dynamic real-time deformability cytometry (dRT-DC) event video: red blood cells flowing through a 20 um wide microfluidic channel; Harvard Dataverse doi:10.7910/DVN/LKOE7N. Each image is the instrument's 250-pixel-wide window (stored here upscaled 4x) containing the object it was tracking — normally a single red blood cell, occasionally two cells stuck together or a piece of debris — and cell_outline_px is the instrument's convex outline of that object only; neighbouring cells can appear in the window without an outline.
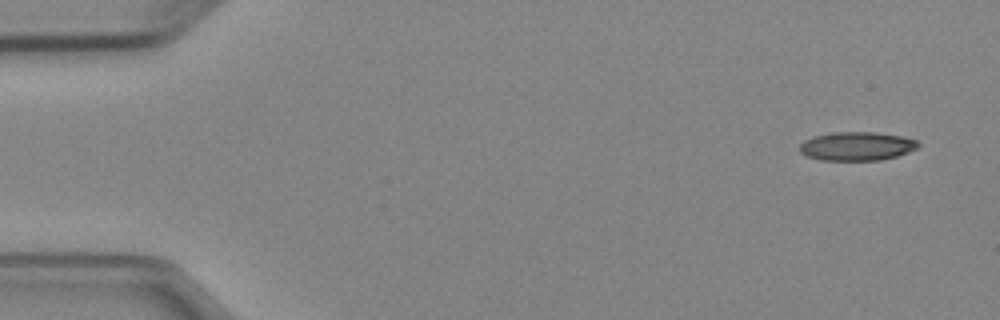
{"species": "Egyptian fruit bat (a non-hibernating species)", "species_latin": "Rousettus aegyptiacus", "temperature_condition": "cold", "stored_images_in_passage": 5, "camera_frame_rate_fps": 3000, "um_per_image_px": 0.085, "animal": {"sex": "female"}, "frame": {"image": 1, "passage_image": 1, "time_ms": 0.0, "image_size_px": [1000, 320], "cell_outline_px": [[920, 144], [916, 148], [908, 152], [896, 156], [880, 160], [820, 160], [804, 156], [800, 152], [800, 144], [804, 140], [812, 136], [832, 132], [876, 132], [900, 136], [916, 140]], "centroid_in_image_um": [72.77, 12.42], "position_along_channel_um": 12.2, "area_um2": 19.88}}
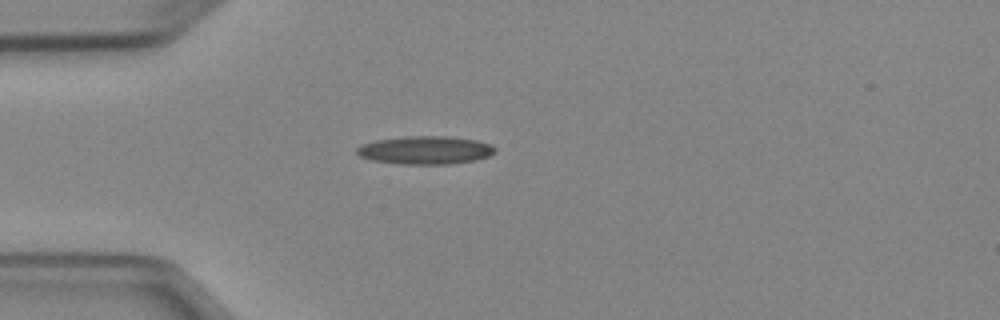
{"frame": {"image": 2, "passage_image": 4, "time_ms": 3.667, "image_size_px": [1000, 320], "cell_outline_px": [[496, 152], [488, 156], [476, 160], [448, 164], [400, 164], [372, 160], [360, 156], [356, 152], [356, 148], [360, 144], [376, 140], [408, 136], [448, 136], [476, 140], [492, 144], [496, 148]], "centroid_in_image_um": [36.16, 12.76], "position_along_channel_um": 48.8, "area_um2": 22.77}}